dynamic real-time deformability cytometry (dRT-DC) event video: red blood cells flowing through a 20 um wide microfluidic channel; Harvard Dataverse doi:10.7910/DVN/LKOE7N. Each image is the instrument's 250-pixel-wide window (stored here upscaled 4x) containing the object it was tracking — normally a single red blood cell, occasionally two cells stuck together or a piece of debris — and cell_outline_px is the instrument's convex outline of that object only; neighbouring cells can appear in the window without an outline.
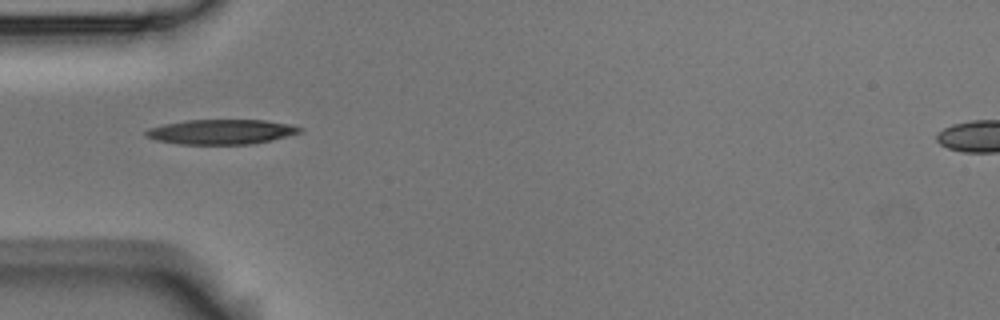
{"species": "Egyptian fruit bat (a non-hibernating species)", "species_latin": "Rousettus aegyptiacus", "temperature_condition": "room temperature", "stored_images_in_passage": 2, "camera_frame_rate_fps": 3000, "um_per_image_px": 0.085, "animal": {"sex": "male"}, "frame": {"image": 1, "passage_image": 1, "time_ms": 0.0, "image_size_px": [1000, 320], "cell_outline_px": [[304, 128], [300, 132], [268, 140], [248, 144], [180, 144], [156, 140], [144, 136], [144, 132], [148, 128], [164, 124], [188, 120], [264, 120], [288, 124]], "centroid_in_image_um": [18.73, 11.2], "position_along_channel_um": 66.3, "area_um2": 21.96}}
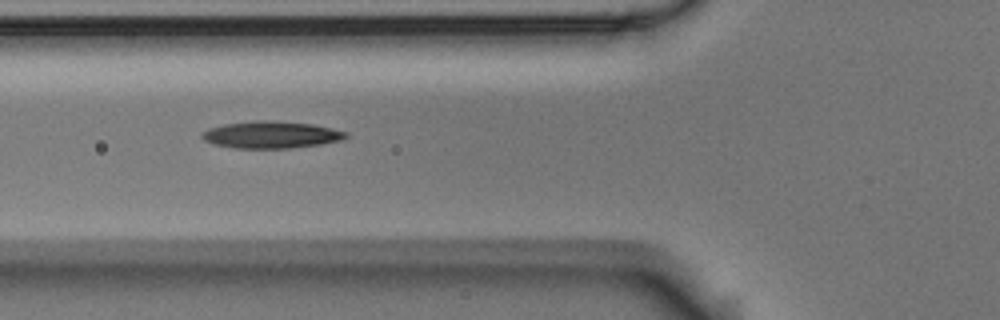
{"frame": {"image": 2, "passage_image": 2, "time_ms": 0.333, "image_size_px": [1000, 320], "cell_outline_px": [[348, 136], [340, 140], [320, 144], [288, 148], [232, 148], [216, 144], [204, 140], [200, 136], [200, 132], [208, 128], [224, 124], [256, 120], [276, 120], [312, 124], [332, 128], [348, 132]], "centroid_in_image_um": [23.02, 11.44], "position_along_channel_um": 102.8, "area_um2": 22.72}}